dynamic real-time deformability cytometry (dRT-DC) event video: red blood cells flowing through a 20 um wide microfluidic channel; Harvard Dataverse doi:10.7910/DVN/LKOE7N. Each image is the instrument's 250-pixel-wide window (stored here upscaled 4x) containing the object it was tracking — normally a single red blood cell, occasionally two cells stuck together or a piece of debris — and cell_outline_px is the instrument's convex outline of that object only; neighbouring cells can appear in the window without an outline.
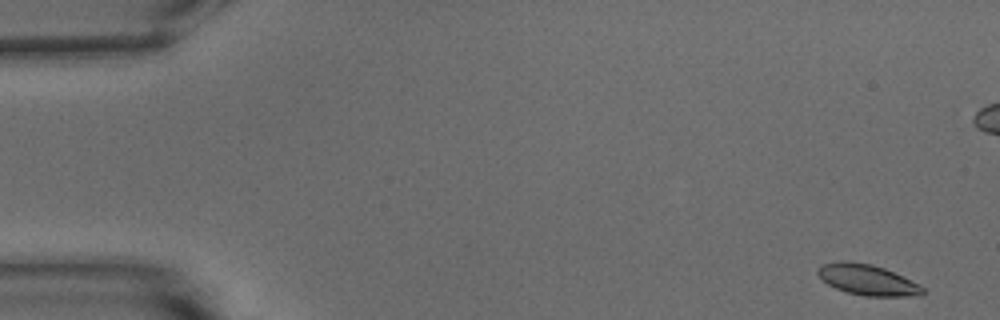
{"species": "common noctule bat (a hibernating species)", "species_latin": "Nyctalus noctula", "temperature_condition": "warm", "stored_images_in_passage": 55, "camera_frame_rate_fps": 3000, "um_per_image_px": 0.085, "animal": {"sex": "male", "body_mass_g": 15.6}, "frame": {"image": 1, "passage_image": 2, "time_ms": 0.333, "image_size_px": [1000, 320], "cell_outline_px": [[924, 292], [920, 296], [864, 296], [848, 292], [836, 288], [828, 284], [816, 272], [820, 264], [840, 260], [848, 260], [872, 264], [884, 268], [920, 284], [924, 288]], "centroid_in_image_um": [73.73, 23.77], "position_along_channel_um": 11.3, "area_um2": 18.84}}
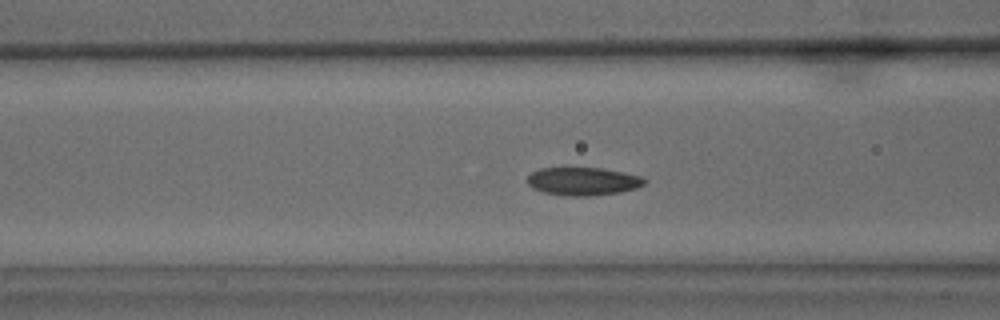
{"frame": {"image": 2, "passage_image": 21, "time_ms": 6.667, "image_size_px": [1000, 320], "cell_outline_px": [[648, 180], [644, 184], [636, 188], [620, 192], [588, 196], [572, 196], [544, 192], [532, 188], [528, 184], [528, 176], [532, 172], [540, 168], [600, 168], [644, 176]], "centroid_in_image_um": [49.59, 15.41], "position_along_channel_um": 117.0, "area_um2": 19.07}}
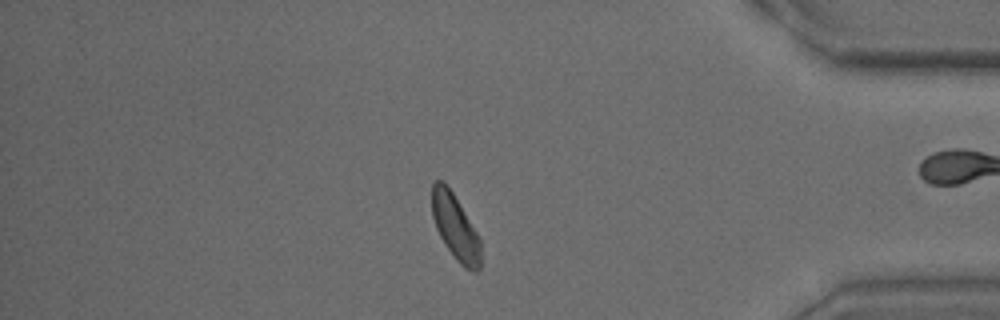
{"frame": {"image": 3, "passage_image": 46, "time_ms": 15.0, "image_size_px": [1000, 320], "cell_outline_px": [[480, 268], [476, 272], [472, 272], [464, 268], [456, 260], [440, 236], [436, 228], [432, 216], [432, 184], [436, 180], [444, 180], [452, 192], [476, 232], [480, 240]], "centroid_in_image_um": [38.69, 19.31], "position_along_channel_um": 396.5, "area_um2": 18.32}, "authors_computed_cell_mechanics": {"area_um2": 19.074, "velocity_mm_per_s": 3.7235, "shape_relaxation_time_tau1_ms": null, "shape_relaxation_time_tau2_ms": 2.8146, "deformation_change_tau1": null, "deformation_change_tau2": 0.078}}